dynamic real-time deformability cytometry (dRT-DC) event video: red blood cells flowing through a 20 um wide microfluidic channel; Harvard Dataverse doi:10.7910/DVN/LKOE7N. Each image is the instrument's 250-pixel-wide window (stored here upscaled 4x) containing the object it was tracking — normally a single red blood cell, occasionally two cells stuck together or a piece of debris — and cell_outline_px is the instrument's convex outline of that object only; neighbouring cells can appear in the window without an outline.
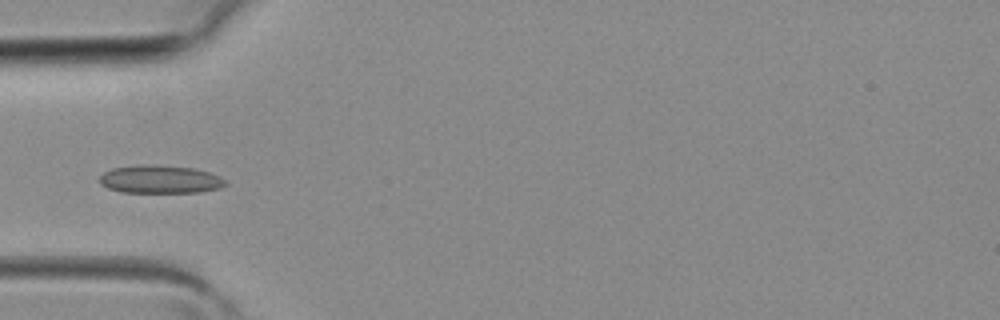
{"species": "common noctule bat (a hibernating species)", "species_latin": "Nyctalus noctula", "temperature_condition": "room temperature", "stored_images_in_passage": 1, "camera_frame_rate_fps": 3000, "um_per_image_px": 0.085, "animal": {"sex": "female", "body_mass_g": 19.3, "forearm_length_mm": 54.1}, "frame": {"image": 1, "passage_image": 1, "time_ms": 0.0, "image_size_px": [1000, 320], "cell_outline_px": [[228, 184], [220, 188], [200, 192], [120, 192], [108, 188], [100, 184], [100, 176], [104, 172], [112, 168], [144, 164], [148, 164], [192, 168], [208, 172], [220, 176], [228, 180]], "centroid_in_image_um": [13.63, 15.24], "position_along_channel_um": 71.4, "area_um2": 20.63}}